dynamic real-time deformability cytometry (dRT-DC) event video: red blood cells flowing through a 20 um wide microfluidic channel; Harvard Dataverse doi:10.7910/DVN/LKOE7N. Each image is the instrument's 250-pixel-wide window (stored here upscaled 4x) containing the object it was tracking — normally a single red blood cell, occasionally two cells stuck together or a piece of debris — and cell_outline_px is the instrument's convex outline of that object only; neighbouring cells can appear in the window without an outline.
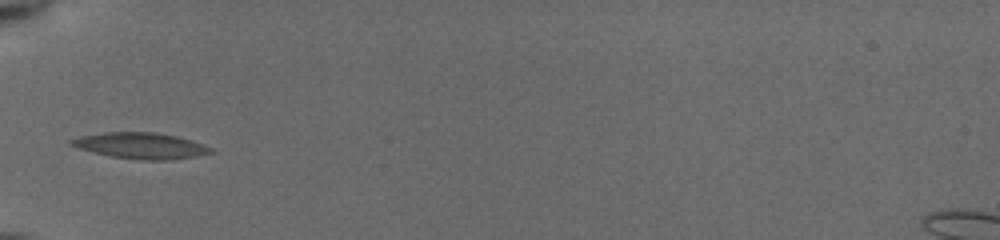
{"species": "common noctule bat (a hibernating species)", "species_latin": "Nyctalus noctula", "temperature_condition": "cold", "stored_images_in_passage": 34, "camera_frame_rate_fps": 3000, "um_per_image_px": 0.085, "animal": {"sex": "female", "body_mass_g": 19.5, "forearm_length_mm": 54.1}, "frame": {"image": 1, "passage_image": 1, "time_ms": 0.0, "image_size_px": [1000, 240], "cell_outline_px": [[216, 152], [196, 156], [168, 160], [140, 160], [112, 156], [92, 152], [76, 148], [68, 144], [68, 140], [80, 136], [104, 132], [156, 132], [176, 136], [192, 140], [204, 144], [212, 148]], "centroid_in_image_um": [11.95, 12.38], "position_along_channel_um": 73.0, "area_um2": 21.39}}
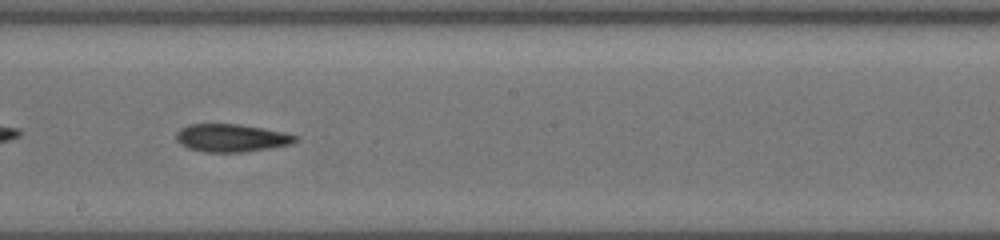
{"frame": {"image": 2, "passage_image": 13, "time_ms": 4.0, "image_size_px": [1000, 240], "cell_outline_px": [[300, 140], [292, 144], [272, 148], [244, 152], [204, 152], [188, 148], [180, 144], [176, 140], [176, 132], [180, 128], [188, 124], [240, 124], [264, 128], [284, 132], [300, 136]], "centroid_in_image_um": [19.71, 11.72], "position_along_channel_um": 228.5, "area_um2": 19.71}}
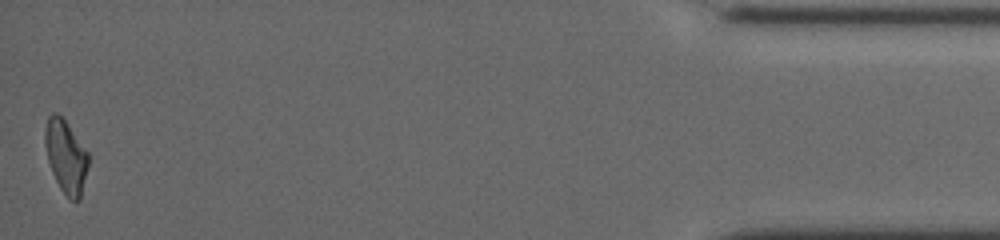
{"frame": {"image": 3, "passage_image": 34, "time_ms": 11.0, "image_size_px": [1000, 240], "cell_outline_px": [[88, 164], [80, 200], [68, 200], [60, 188], [52, 172], [48, 160], [44, 140], [44, 132], [48, 116], [52, 112], [56, 112], [64, 120], [88, 152]], "centroid_in_image_um": [5.58, 13.31], "position_along_channel_um": 429.6, "area_um2": 18.21}, "authors_computed_cell_mechanics": {"area_um2": 19.363, "velocity_mm_per_s": 3.9343, "shape_relaxation_time_tau1_ms": 8.8365, "shape_relaxation_time_tau2_ms": 6.6679, "deformation_change_tau1": 0.1979, "deformation_change_tau2": 0.1753}}